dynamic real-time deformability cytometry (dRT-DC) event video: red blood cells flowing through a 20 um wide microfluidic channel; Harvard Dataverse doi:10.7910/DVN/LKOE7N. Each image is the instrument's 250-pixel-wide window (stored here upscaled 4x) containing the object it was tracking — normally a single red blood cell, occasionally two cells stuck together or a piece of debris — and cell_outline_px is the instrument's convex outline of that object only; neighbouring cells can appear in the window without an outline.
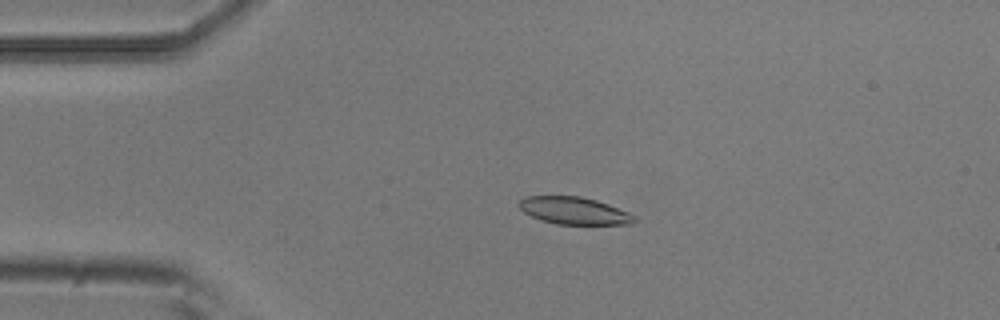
{"species": "common noctule bat (a hibernating species)", "species_latin": "Nyctalus noctula", "temperature_condition": "room temperature", "stored_images_in_passage": 5, "camera_frame_rate_fps": 3000, "um_per_image_px": 0.085, "animal": {"sex": "male", "body_mass_g": 20.5, "forearm_length_mm": 52.5}, "frame": {"image": 1, "passage_image": 3, "time_ms": 0.667, "image_size_px": [1000, 320], "cell_outline_px": [[636, 220], [632, 224], [556, 224], [540, 220], [524, 212], [516, 204], [524, 196], [580, 196], [596, 200], [608, 204], [628, 212], [636, 216]], "centroid_in_image_um": [48.78, 17.9], "position_along_channel_um": 36.2, "area_um2": 18.38}}
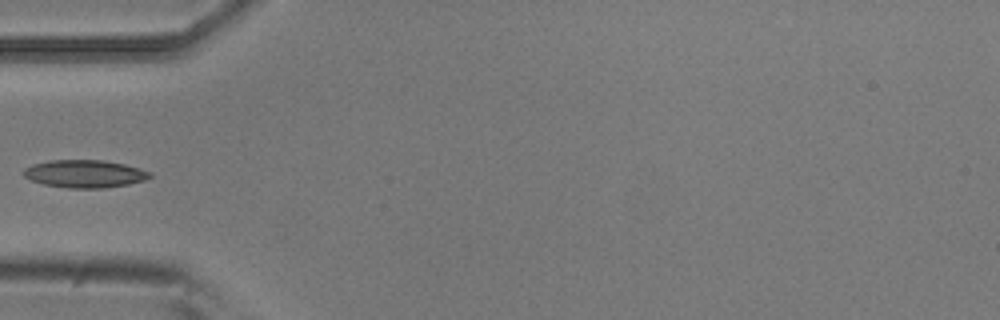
{"frame": {"image": 2, "passage_image": 4, "time_ms": 1.0, "image_size_px": [1000, 320], "cell_outline_px": [[152, 176], [144, 180], [128, 184], [104, 188], [68, 188], [44, 184], [32, 180], [24, 176], [24, 168], [32, 164], [52, 160], [104, 160], [124, 164], [140, 168], [152, 172]], "centroid_in_image_um": [7.22, 14.77], "position_along_channel_um": 77.8, "area_um2": 20.35}}
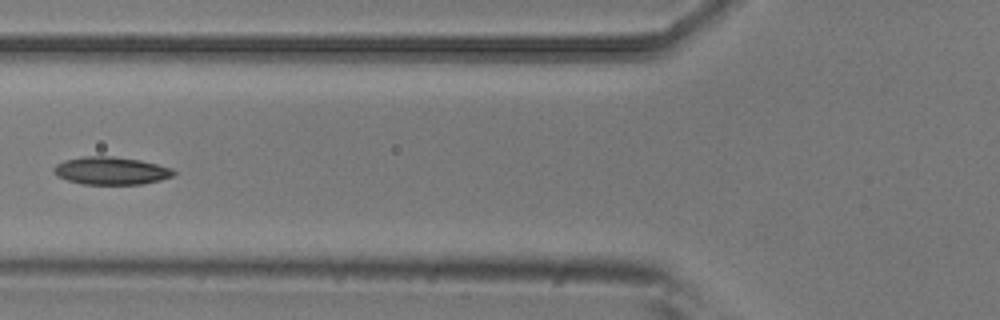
{"frame": {"image": 3, "passage_image": 5, "time_ms": 1.333, "image_size_px": [1000, 320], "cell_outline_px": [[176, 172], [172, 176], [160, 180], [140, 184], [84, 184], [68, 180], [56, 176], [52, 172], [52, 168], [56, 164], [64, 160], [84, 156], [112, 156], [140, 160], [172, 168]], "centroid_in_image_um": [9.4, 14.51], "position_along_channel_um": 116.4, "area_um2": 19.36}}